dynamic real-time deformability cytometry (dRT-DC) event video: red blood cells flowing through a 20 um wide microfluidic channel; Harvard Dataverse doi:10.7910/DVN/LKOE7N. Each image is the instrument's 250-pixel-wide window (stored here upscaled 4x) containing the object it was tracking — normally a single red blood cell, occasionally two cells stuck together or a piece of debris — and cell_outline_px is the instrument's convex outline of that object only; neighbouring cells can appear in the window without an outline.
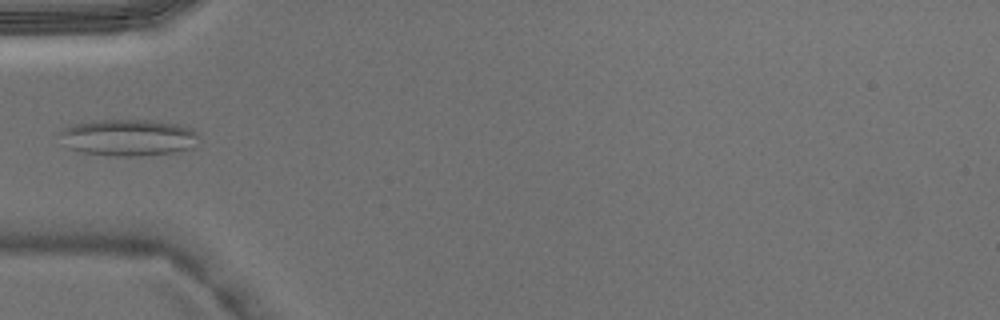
{"species": "Egyptian fruit bat (a non-hibernating species)", "species_latin": "Rousettus aegyptiacus", "temperature_condition": "warm", "stored_images_in_passage": 6, "camera_frame_rate_fps": 3000, "um_per_image_px": 0.085, "animal": {"sex": "male"}, "frame": {"image": 1, "passage_image": 5, "time_ms": 1.333, "image_size_px": [1000, 320], "cell_outline_px": [[200, 136], [196, 148], [172, 152], [136, 156], [112, 156], [84, 152], [68, 148], [60, 132], [64, 128], [76, 124], [100, 120], [156, 120], [180, 124], [192, 128]], "centroid_in_image_um": [11.02, 11.69], "position_along_channel_um": 74.0, "area_um2": 29.71}}